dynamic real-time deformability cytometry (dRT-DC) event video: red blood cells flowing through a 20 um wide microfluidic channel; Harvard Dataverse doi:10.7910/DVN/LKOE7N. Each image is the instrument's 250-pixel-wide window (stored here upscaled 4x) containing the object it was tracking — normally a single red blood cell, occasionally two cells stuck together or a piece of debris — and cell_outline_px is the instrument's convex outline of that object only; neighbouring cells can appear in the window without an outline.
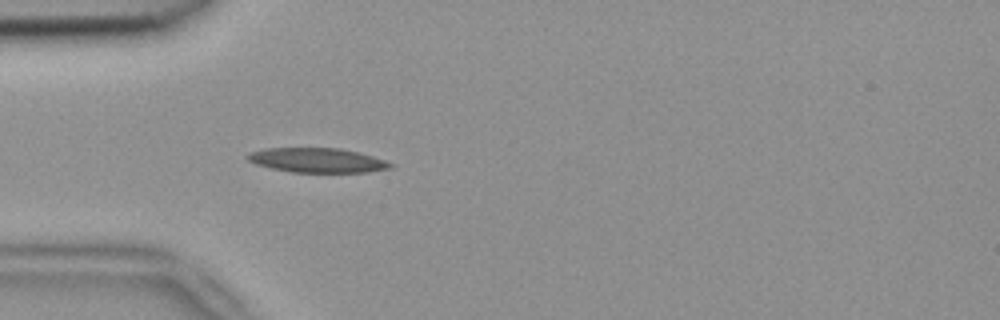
{"species": "common noctule bat (a hibernating species)", "species_latin": "Nyctalus noctula", "temperature_condition": "room temperature", "stored_images_in_passage": 3, "camera_frame_rate_fps": 3000, "um_per_image_px": 0.085, "animal": {"sex": "female", "body_mass_g": 18.4}, "frame": {"image": 1, "passage_image": 3, "time_ms": 0.667, "image_size_px": [1000, 320], "cell_outline_px": [[392, 168], [368, 172], [292, 172], [272, 168], [256, 164], [248, 160], [244, 156], [248, 152], [264, 148], [340, 148], [360, 152], [384, 160], [392, 164]], "centroid_in_image_um": [26.93, 13.61], "position_along_channel_um": 58.1, "area_um2": 20.46}}